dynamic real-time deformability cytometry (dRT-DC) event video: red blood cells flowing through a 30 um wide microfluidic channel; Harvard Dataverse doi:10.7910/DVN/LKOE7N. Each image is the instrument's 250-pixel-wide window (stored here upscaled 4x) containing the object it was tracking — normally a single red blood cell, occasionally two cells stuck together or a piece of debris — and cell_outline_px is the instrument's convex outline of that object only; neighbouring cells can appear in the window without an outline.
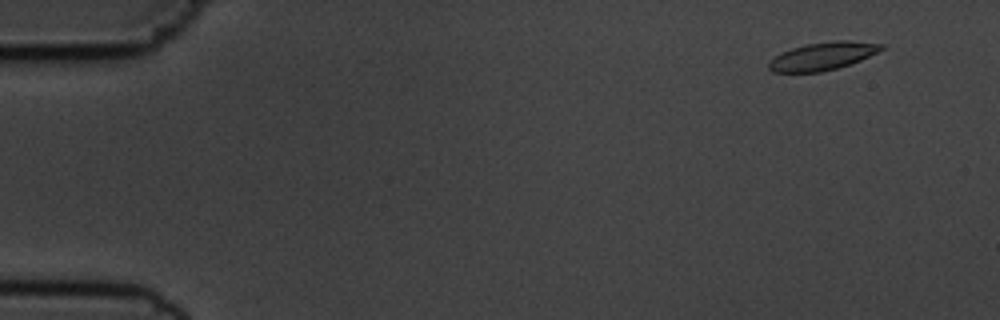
{"species": "common noctule bat (a hibernating species)", "species_latin": "Nyctalus noctula", "temperature_condition": "cold", "stored_images_in_passage": 4, "camera_frame_rate_fps": 3000, "um_per_image_px": 0.085, "animal": {"sex": "male", "body_mass_g": 19.5, "forearm_length_mm": 54.6}, "frame": {"image": 1, "passage_image": 1, "time_ms": 0.0, "image_size_px": [1000, 320], "cell_outline_px": [[884, 48], [860, 60], [836, 68], [820, 72], [772, 72], [768, 68], [768, 64], [776, 56], [792, 48], [804, 44], [836, 40], [848, 40], [884, 44]], "centroid_in_image_um": [69.92, 4.76], "position_along_channel_um": 15.1, "area_um2": 17.98}}
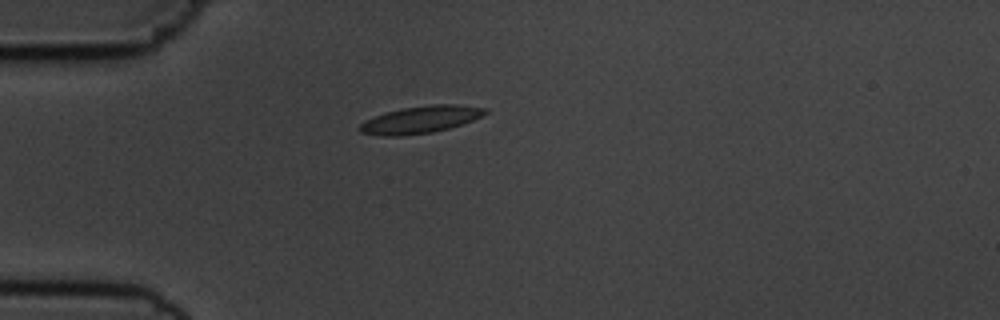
{"frame": {"image": 2, "passage_image": 4, "time_ms": 3.667, "image_size_px": [1000, 320], "cell_outline_px": [[488, 112], [472, 120], [448, 128], [432, 132], [400, 136], [384, 136], [360, 132], [356, 128], [364, 120], [384, 112], [404, 108], [432, 104], [456, 104], [488, 108]], "centroid_in_image_um": [35.7, 10.16], "position_along_channel_um": 49.3, "area_um2": 19.83}}